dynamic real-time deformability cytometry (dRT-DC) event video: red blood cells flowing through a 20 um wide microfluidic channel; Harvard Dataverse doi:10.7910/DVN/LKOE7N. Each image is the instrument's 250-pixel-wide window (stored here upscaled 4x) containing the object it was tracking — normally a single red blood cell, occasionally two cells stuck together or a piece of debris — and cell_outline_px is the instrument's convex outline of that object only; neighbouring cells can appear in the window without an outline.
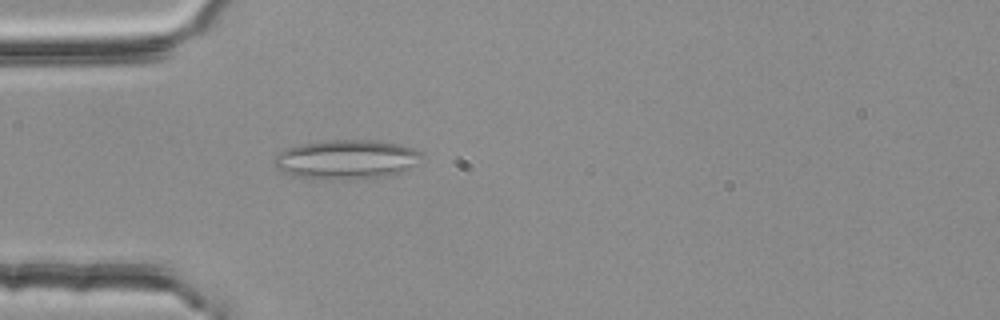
{"species": "common noctule bat (a hibernating species)", "species_latin": "Nyctalus noctula", "temperature_condition": "room temperature", "stored_images_in_passage": 44, "segment_of_instrument_passage": [1, 2], "camera_frame_rate_fps": 3000, "um_per_image_px": 0.085, "animal": {"sex": "female", "body_mass_g": 25.1}, "frame": {"image": 1, "passage_image": 6, "time_ms": 1.667, "image_size_px": [1000, 320], "cell_outline_px": [[424, 156], [416, 164], [404, 172], [392, 176], [296, 176], [284, 172], [276, 168], [272, 160], [284, 148], [300, 144], [328, 140], [376, 140], [400, 144], [412, 148], [420, 152]], "centroid_in_image_um": [29.49, 13.49], "position_along_channel_um": 55.5, "area_um2": 32.71}}